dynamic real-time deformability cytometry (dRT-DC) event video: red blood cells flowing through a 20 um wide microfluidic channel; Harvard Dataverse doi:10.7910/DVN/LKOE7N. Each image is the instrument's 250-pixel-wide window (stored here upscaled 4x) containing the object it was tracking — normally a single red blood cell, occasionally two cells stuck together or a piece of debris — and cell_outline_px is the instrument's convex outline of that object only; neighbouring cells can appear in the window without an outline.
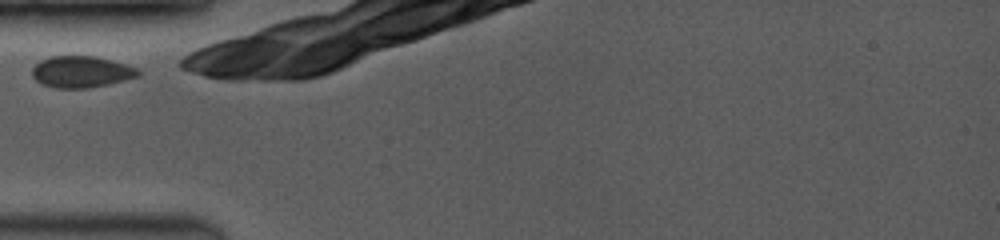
{"species": "common noctule bat (a hibernating species)", "species_latin": "Nyctalus noctula", "temperature_condition": "room temperature", "stored_images_in_passage": 3, "camera_frame_rate_fps": 3500, "um_per_image_px": 0.085, "animal": {"sex": "female", "body_mass_g": 19.0, "forearm_length_mm": 53.3}, "frame": {"image": 1, "passage_image": 1, "time_ms": 0.0, "image_size_px": [1000, 240], "cell_outline_px": [[140, 76], [108, 84], [88, 88], [56, 88], [44, 84], [36, 80], [32, 76], [32, 68], [40, 60], [48, 56], [96, 56], [112, 60], [140, 68]], "centroid_in_image_um": [6.93, 6.09], "position_along_channel_um": 78.1, "area_um2": 19.59}}